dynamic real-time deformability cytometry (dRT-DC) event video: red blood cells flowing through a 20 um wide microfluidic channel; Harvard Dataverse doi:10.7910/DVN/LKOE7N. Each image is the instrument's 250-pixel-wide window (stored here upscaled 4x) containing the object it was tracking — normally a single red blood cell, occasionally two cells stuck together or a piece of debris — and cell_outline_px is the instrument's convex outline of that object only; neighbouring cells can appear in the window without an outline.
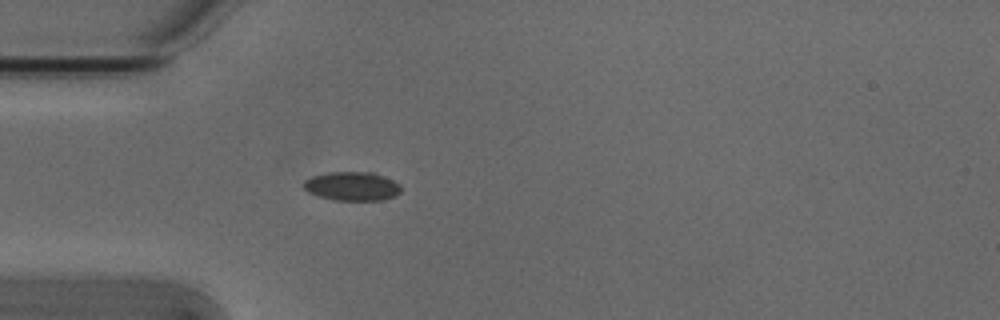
{"species": "Egyptian fruit bat (a non-hibernating species)", "species_latin": "Rousettus aegyptiacus", "temperature_condition": "cold", "stored_images_in_passage": 5, "camera_frame_rate_fps": 3000, "um_per_image_px": 0.085, "animal": {"sex": "male"}, "frame": {"image": 1, "passage_image": 5, "time_ms": 1.333, "image_size_px": [1000, 320], "cell_outline_px": [[400, 192], [396, 196], [384, 200], [332, 200], [308, 192], [304, 188], [304, 180], [312, 176], [328, 172], [372, 172], [392, 180], [400, 184]], "centroid_in_image_um": [29.93, 15.83], "position_along_channel_um": 55.1, "area_um2": 16.36}}